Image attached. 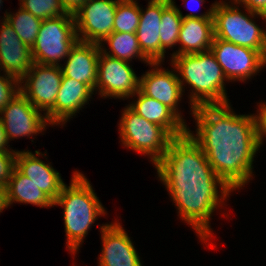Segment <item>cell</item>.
I'll return each instance as SVG.
<instances>
[{
  "label": "cell",
  "instance_id": "ac0fdd59",
  "mask_svg": "<svg viewBox=\"0 0 266 266\" xmlns=\"http://www.w3.org/2000/svg\"><path fill=\"white\" fill-rule=\"evenodd\" d=\"M93 91L84 83L62 76L54 108L46 115L49 125L65 124L90 100Z\"/></svg>",
  "mask_w": 266,
  "mask_h": 266
},
{
  "label": "cell",
  "instance_id": "ffe728a7",
  "mask_svg": "<svg viewBox=\"0 0 266 266\" xmlns=\"http://www.w3.org/2000/svg\"><path fill=\"white\" fill-rule=\"evenodd\" d=\"M170 3L171 0H150L145 11L140 7L136 36L142 53L151 62H160L161 16Z\"/></svg>",
  "mask_w": 266,
  "mask_h": 266
},
{
  "label": "cell",
  "instance_id": "e575fe53",
  "mask_svg": "<svg viewBox=\"0 0 266 266\" xmlns=\"http://www.w3.org/2000/svg\"><path fill=\"white\" fill-rule=\"evenodd\" d=\"M185 2H193L192 4H195L196 5V3H199V5H201L203 2H204V0H184ZM189 9H191V7H189Z\"/></svg>",
  "mask_w": 266,
  "mask_h": 266
},
{
  "label": "cell",
  "instance_id": "277c9868",
  "mask_svg": "<svg viewBox=\"0 0 266 266\" xmlns=\"http://www.w3.org/2000/svg\"><path fill=\"white\" fill-rule=\"evenodd\" d=\"M171 64L181 77L182 89L185 82L192 87L189 95L192 109L201 105L228 104L224 85L226 77L211 50L175 55L171 57Z\"/></svg>",
  "mask_w": 266,
  "mask_h": 266
},
{
  "label": "cell",
  "instance_id": "603a6c76",
  "mask_svg": "<svg viewBox=\"0 0 266 266\" xmlns=\"http://www.w3.org/2000/svg\"><path fill=\"white\" fill-rule=\"evenodd\" d=\"M108 43L111 52L104 50L102 43ZM100 50L102 53L117 58L126 62L134 57L139 58L141 61L150 64L151 61L142 53L139 46V42L136 33H124V32H112L106 37L100 44Z\"/></svg>",
  "mask_w": 266,
  "mask_h": 266
},
{
  "label": "cell",
  "instance_id": "6da1fadb",
  "mask_svg": "<svg viewBox=\"0 0 266 266\" xmlns=\"http://www.w3.org/2000/svg\"><path fill=\"white\" fill-rule=\"evenodd\" d=\"M155 169L180 218L193 227L202 242L209 241L211 215L232 190L214 172L203 150L188 133L173 138Z\"/></svg>",
  "mask_w": 266,
  "mask_h": 266
},
{
  "label": "cell",
  "instance_id": "44dd1931",
  "mask_svg": "<svg viewBox=\"0 0 266 266\" xmlns=\"http://www.w3.org/2000/svg\"><path fill=\"white\" fill-rule=\"evenodd\" d=\"M137 101L128 106L146 120L163 127L173 138L187 133V125L170 108L145 95L140 89L134 94Z\"/></svg>",
  "mask_w": 266,
  "mask_h": 266
},
{
  "label": "cell",
  "instance_id": "7c38bea8",
  "mask_svg": "<svg viewBox=\"0 0 266 266\" xmlns=\"http://www.w3.org/2000/svg\"><path fill=\"white\" fill-rule=\"evenodd\" d=\"M0 115L8 142L17 137L37 135L49 123L46 115L35 108L21 92L0 111Z\"/></svg>",
  "mask_w": 266,
  "mask_h": 266
},
{
  "label": "cell",
  "instance_id": "4fadbf2b",
  "mask_svg": "<svg viewBox=\"0 0 266 266\" xmlns=\"http://www.w3.org/2000/svg\"><path fill=\"white\" fill-rule=\"evenodd\" d=\"M149 65L154 70L151 69L140 77L139 89L145 95L166 105L184 122L181 111L179 113L177 108L184 90L175 68L173 71L162 69L161 62H151Z\"/></svg>",
  "mask_w": 266,
  "mask_h": 266
},
{
  "label": "cell",
  "instance_id": "52a82bcc",
  "mask_svg": "<svg viewBox=\"0 0 266 266\" xmlns=\"http://www.w3.org/2000/svg\"><path fill=\"white\" fill-rule=\"evenodd\" d=\"M78 41L72 13L45 19L31 48L33 61L43 65L60 66L58 62L68 56Z\"/></svg>",
  "mask_w": 266,
  "mask_h": 266
},
{
  "label": "cell",
  "instance_id": "7402d4cb",
  "mask_svg": "<svg viewBox=\"0 0 266 266\" xmlns=\"http://www.w3.org/2000/svg\"><path fill=\"white\" fill-rule=\"evenodd\" d=\"M5 189L8 206L19 202L36 205L41 208L54 207L53 201L16 167H14Z\"/></svg>",
  "mask_w": 266,
  "mask_h": 266
},
{
  "label": "cell",
  "instance_id": "5bb4252c",
  "mask_svg": "<svg viewBox=\"0 0 266 266\" xmlns=\"http://www.w3.org/2000/svg\"><path fill=\"white\" fill-rule=\"evenodd\" d=\"M209 11L202 15L194 13L182 15L183 17L178 37V44L181 47L172 53V57L175 55L194 54L209 51L214 38V19L213 8L214 3L211 5Z\"/></svg>",
  "mask_w": 266,
  "mask_h": 266
},
{
  "label": "cell",
  "instance_id": "9c48e42d",
  "mask_svg": "<svg viewBox=\"0 0 266 266\" xmlns=\"http://www.w3.org/2000/svg\"><path fill=\"white\" fill-rule=\"evenodd\" d=\"M120 0H88L73 15L78 40L100 44L113 32Z\"/></svg>",
  "mask_w": 266,
  "mask_h": 266
},
{
  "label": "cell",
  "instance_id": "9a60e30c",
  "mask_svg": "<svg viewBox=\"0 0 266 266\" xmlns=\"http://www.w3.org/2000/svg\"><path fill=\"white\" fill-rule=\"evenodd\" d=\"M102 252L99 255V266H142L136 249L118 221L102 224Z\"/></svg>",
  "mask_w": 266,
  "mask_h": 266
},
{
  "label": "cell",
  "instance_id": "8992f818",
  "mask_svg": "<svg viewBox=\"0 0 266 266\" xmlns=\"http://www.w3.org/2000/svg\"><path fill=\"white\" fill-rule=\"evenodd\" d=\"M119 123L124 147L147 154L156 165L165 155L173 137L161 126L138 115L129 106L122 111Z\"/></svg>",
  "mask_w": 266,
  "mask_h": 266
},
{
  "label": "cell",
  "instance_id": "4dcf8cb0",
  "mask_svg": "<svg viewBox=\"0 0 266 266\" xmlns=\"http://www.w3.org/2000/svg\"><path fill=\"white\" fill-rule=\"evenodd\" d=\"M236 4H241L250 11L266 15V0H237Z\"/></svg>",
  "mask_w": 266,
  "mask_h": 266
},
{
  "label": "cell",
  "instance_id": "d6986e66",
  "mask_svg": "<svg viewBox=\"0 0 266 266\" xmlns=\"http://www.w3.org/2000/svg\"><path fill=\"white\" fill-rule=\"evenodd\" d=\"M100 46L78 41L67 56L66 65L60 64L62 74L86 84L95 92Z\"/></svg>",
  "mask_w": 266,
  "mask_h": 266
},
{
  "label": "cell",
  "instance_id": "d4e9b609",
  "mask_svg": "<svg viewBox=\"0 0 266 266\" xmlns=\"http://www.w3.org/2000/svg\"><path fill=\"white\" fill-rule=\"evenodd\" d=\"M5 19L12 26L22 42L31 49L35 43L43 20L33 16L22 7H20L15 14L6 12L3 20Z\"/></svg>",
  "mask_w": 266,
  "mask_h": 266
},
{
  "label": "cell",
  "instance_id": "3957f363",
  "mask_svg": "<svg viewBox=\"0 0 266 266\" xmlns=\"http://www.w3.org/2000/svg\"><path fill=\"white\" fill-rule=\"evenodd\" d=\"M53 205L62 206L64 209L66 244L68 250L74 255L91 225L98 216L106 214V211L90 182L78 171L73 172L71 183L69 186L66 184L63 186Z\"/></svg>",
  "mask_w": 266,
  "mask_h": 266
},
{
  "label": "cell",
  "instance_id": "5b68a950",
  "mask_svg": "<svg viewBox=\"0 0 266 266\" xmlns=\"http://www.w3.org/2000/svg\"><path fill=\"white\" fill-rule=\"evenodd\" d=\"M231 4L225 1L214 3V37L258 50L266 58V30L260 28L252 20L258 16L266 21V15L245 8L249 14L246 15L239 11L238 5H235L236 2H231Z\"/></svg>",
  "mask_w": 266,
  "mask_h": 266
},
{
  "label": "cell",
  "instance_id": "836d02e7",
  "mask_svg": "<svg viewBox=\"0 0 266 266\" xmlns=\"http://www.w3.org/2000/svg\"><path fill=\"white\" fill-rule=\"evenodd\" d=\"M5 208H8L7 201H6V189L0 187V213Z\"/></svg>",
  "mask_w": 266,
  "mask_h": 266
},
{
  "label": "cell",
  "instance_id": "cb8c5ba5",
  "mask_svg": "<svg viewBox=\"0 0 266 266\" xmlns=\"http://www.w3.org/2000/svg\"><path fill=\"white\" fill-rule=\"evenodd\" d=\"M171 3L162 11L160 24V62H163L167 48H172L178 43L179 30L183 17L175 6Z\"/></svg>",
  "mask_w": 266,
  "mask_h": 266
},
{
  "label": "cell",
  "instance_id": "f1b7e54d",
  "mask_svg": "<svg viewBox=\"0 0 266 266\" xmlns=\"http://www.w3.org/2000/svg\"><path fill=\"white\" fill-rule=\"evenodd\" d=\"M17 152L0 151V187L5 188L15 167Z\"/></svg>",
  "mask_w": 266,
  "mask_h": 266
},
{
  "label": "cell",
  "instance_id": "2e32d148",
  "mask_svg": "<svg viewBox=\"0 0 266 266\" xmlns=\"http://www.w3.org/2000/svg\"><path fill=\"white\" fill-rule=\"evenodd\" d=\"M0 26V70L20 80L34 64L32 51L5 19Z\"/></svg>",
  "mask_w": 266,
  "mask_h": 266
},
{
  "label": "cell",
  "instance_id": "7a4b0ae2",
  "mask_svg": "<svg viewBox=\"0 0 266 266\" xmlns=\"http://www.w3.org/2000/svg\"><path fill=\"white\" fill-rule=\"evenodd\" d=\"M196 135L187 133L200 146L214 172L233 191L250 182L254 157L260 145L254 114L237 115L231 105H201L191 109Z\"/></svg>",
  "mask_w": 266,
  "mask_h": 266
},
{
  "label": "cell",
  "instance_id": "f546056e",
  "mask_svg": "<svg viewBox=\"0 0 266 266\" xmlns=\"http://www.w3.org/2000/svg\"><path fill=\"white\" fill-rule=\"evenodd\" d=\"M259 111L257 115H254L256 135L259 142V145H262L264 136L266 137V103H261L258 105Z\"/></svg>",
  "mask_w": 266,
  "mask_h": 266
},
{
  "label": "cell",
  "instance_id": "30bf717a",
  "mask_svg": "<svg viewBox=\"0 0 266 266\" xmlns=\"http://www.w3.org/2000/svg\"><path fill=\"white\" fill-rule=\"evenodd\" d=\"M140 77L129 62L110 57L100 51L97 65L96 91L101 97L127 99L139 90Z\"/></svg>",
  "mask_w": 266,
  "mask_h": 266
},
{
  "label": "cell",
  "instance_id": "4316f807",
  "mask_svg": "<svg viewBox=\"0 0 266 266\" xmlns=\"http://www.w3.org/2000/svg\"><path fill=\"white\" fill-rule=\"evenodd\" d=\"M20 7L33 16L45 20L67 14L60 0H19Z\"/></svg>",
  "mask_w": 266,
  "mask_h": 266
},
{
  "label": "cell",
  "instance_id": "484cf974",
  "mask_svg": "<svg viewBox=\"0 0 266 266\" xmlns=\"http://www.w3.org/2000/svg\"><path fill=\"white\" fill-rule=\"evenodd\" d=\"M140 6L136 0H120L117 4L113 32L136 33Z\"/></svg>",
  "mask_w": 266,
  "mask_h": 266
},
{
  "label": "cell",
  "instance_id": "1f68e13d",
  "mask_svg": "<svg viewBox=\"0 0 266 266\" xmlns=\"http://www.w3.org/2000/svg\"><path fill=\"white\" fill-rule=\"evenodd\" d=\"M65 10L74 14L88 0H60Z\"/></svg>",
  "mask_w": 266,
  "mask_h": 266
},
{
  "label": "cell",
  "instance_id": "ba28073f",
  "mask_svg": "<svg viewBox=\"0 0 266 266\" xmlns=\"http://www.w3.org/2000/svg\"><path fill=\"white\" fill-rule=\"evenodd\" d=\"M221 66L226 81H246L266 66V58L258 51L213 38L210 48Z\"/></svg>",
  "mask_w": 266,
  "mask_h": 266
},
{
  "label": "cell",
  "instance_id": "83f0119b",
  "mask_svg": "<svg viewBox=\"0 0 266 266\" xmlns=\"http://www.w3.org/2000/svg\"><path fill=\"white\" fill-rule=\"evenodd\" d=\"M20 80L12 75H0V111L20 93Z\"/></svg>",
  "mask_w": 266,
  "mask_h": 266
},
{
  "label": "cell",
  "instance_id": "8fae6325",
  "mask_svg": "<svg viewBox=\"0 0 266 266\" xmlns=\"http://www.w3.org/2000/svg\"><path fill=\"white\" fill-rule=\"evenodd\" d=\"M62 76L60 66L34 62L29 71L20 79V92L35 108L41 112L44 111V115H47L54 108Z\"/></svg>",
  "mask_w": 266,
  "mask_h": 266
},
{
  "label": "cell",
  "instance_id": "d6a6232c",
  "mask_svg": "<svg viewBox=\"0 0 266 266\" xmlns=\"http://www.w3.org/2000/svg\"><path fill=\"white\" fill-rule=\"evenodd\" d=\"M8 143L9 142L7 140V137H6L5 129H4L2 120L0 119V151H4V152H17V151L8 149V146H9V145H7Z\"/></svg>",
  "mask_w": 266,
  "mask_h": 266
},
{
  "label": "cell",
  "instance_id": "e0dca14e",
  "mask_svg": "<svg viewBox=\"0 0 266 266\" xmlns=\"http://www.w3.org/2000/svg\"><path fill=\"white\" fill-rule=\"evenodd\" d=\"M41 153L38 150L35 151V154L29 150L17 151L15 167L54 202L65 183L61 179L60 173L50 163L46 164L37 157L44 155Z\"/></svg>",
  "mask_w": 266,
  "mask_h": 266
}]
</instances>
